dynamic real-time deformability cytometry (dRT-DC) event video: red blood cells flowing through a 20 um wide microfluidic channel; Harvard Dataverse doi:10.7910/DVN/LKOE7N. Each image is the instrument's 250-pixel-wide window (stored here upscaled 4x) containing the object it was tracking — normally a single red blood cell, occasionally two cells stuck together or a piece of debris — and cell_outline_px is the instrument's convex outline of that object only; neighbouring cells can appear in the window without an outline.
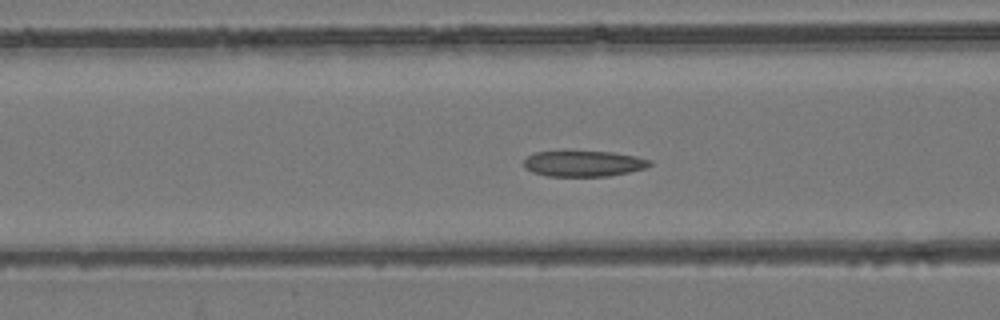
{"species": "common noctule bat (a hibernating species)", "species_latin": "Nyctalus noctula", "temperature_condition": "room temperature", "stored_images_in_passage": 41, "camera_frame_rate_fps": 3000, "um_per_image_px": 0.085, "animal": {"sex": "female", "body_mass_g": 24.6, "forearm_length_mm": 56.2}, "frame": {"image": 1, "passage_image": 9, "time_ms": 2.667, "image_size_px": [1000, 320], "cell_outline_px": [[652, 164], [644, 168], [628, 172], [608, 176], [548, 176], [532, 172], [524, 168], [524, 160], [528, 156], [536, 152], [612, 152], [636, 156], [652, 160]], "centroid_in_image_um": [49.61, 13.91], "position_along_channel_um": 117.0, "area_um2": 18.73}}
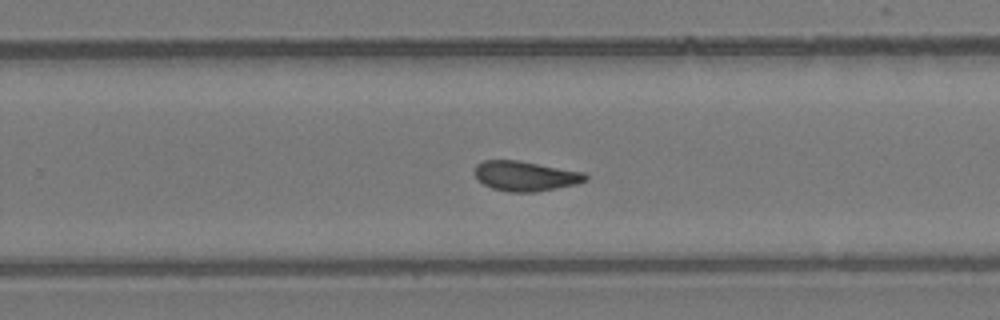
{"frame": {"image": 2, "passage_image": 22, "time_ms": 7.0, "image_size_px": [1000, 320], "cell_outline_px": [[588, 180], [576, 184], [536, 192], [508, 192], [492, 188], [476, 180], [476, 164], [484, 160], [516, 160], [584, 172], [588, 176]], "centroid_in_image_um": [44.66, 14.97], "position_along_channel_um": 285.1, "area_um2": 19.25}}
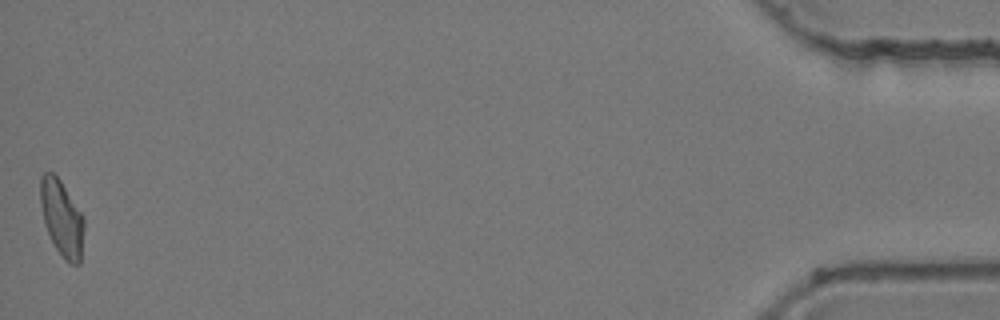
{"frame": {"image": 3, "passage_image": 41, "time_ms": 13.333, "image_size_px": [1000, 320], "cell_outline_px": [[84, 228], [80, 264], [68, 264], [64, 260], [56, 248], [44, 224], [40, 204], [40, 176], [44, 172], [52, 172], [60, 180], [84, 216]], "centroid_in_image_um": [5.25, 18.54], "position_along_channel_um": 429.9, "area_um2": 19.42}, "authors_computed_cell_mechanics": {"area_um2": 19.2474, "velocity_mm_per_s": 3.8913, "shape_relaxation_time_tau1_ms": null, "shape_relaxation_time_tau2_ms": 3.0288, "deformation_change_tau1": null, "deformation_change_tau2": 0.0955}}